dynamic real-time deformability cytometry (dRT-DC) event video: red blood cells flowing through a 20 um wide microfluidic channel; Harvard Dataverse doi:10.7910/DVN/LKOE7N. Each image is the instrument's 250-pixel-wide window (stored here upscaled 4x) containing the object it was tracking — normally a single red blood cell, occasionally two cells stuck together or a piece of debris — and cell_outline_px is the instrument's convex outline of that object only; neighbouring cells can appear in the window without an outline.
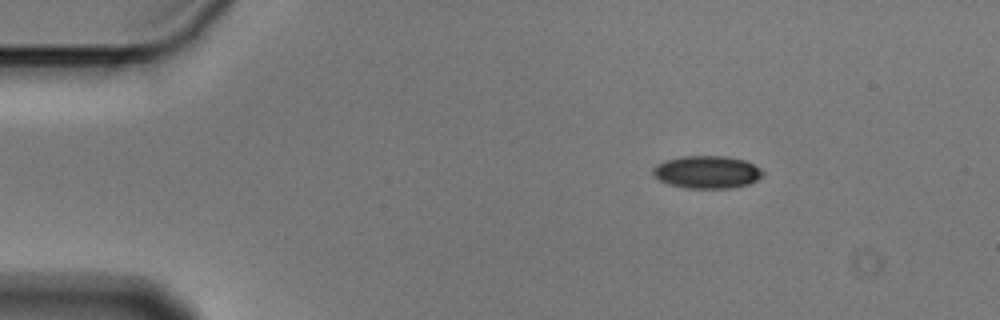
{"species": "Egyptian fruit bat (a non-hibernating species)", "species_latin": "Rousettus aegyptiacus", "temperature_condition": "cold", "stored_images_in_passage": 3, "camera_frame_rate_fps": 3000, "um_per_image_px": 0.085, "animal": {"sex": "male"}, "frame": {"image": 1, "passage_image": 1, "time_ms": 0.0, "image_size_px": [1000, 320], "cell_outline_px": [[764, 176], [748, 184], [728, 188], [688, 188], [668, 184], [660, 180], [652, 172], [652, 168], [656, 164], [664, 160], [680, 156], [728, 156], [744, 160], [760, 168], [764, 172]], "centroid_in_image_um": [60.09, 14.61], "position_along_channel_um": 24.9, "area_um2": 20.92}}